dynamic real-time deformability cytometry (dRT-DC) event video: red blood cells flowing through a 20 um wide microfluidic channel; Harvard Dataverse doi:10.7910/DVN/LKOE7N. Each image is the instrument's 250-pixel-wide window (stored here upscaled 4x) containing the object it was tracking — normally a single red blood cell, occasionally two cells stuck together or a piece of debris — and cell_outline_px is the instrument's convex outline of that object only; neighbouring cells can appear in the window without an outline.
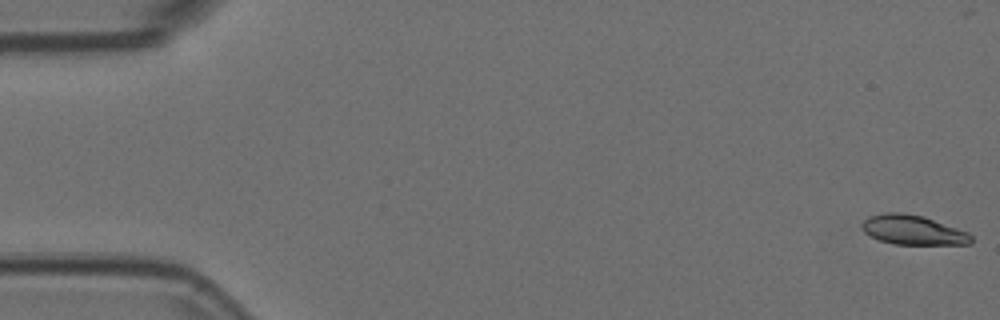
{"species": "Egyptian fruit bat (a non-hibernating species)", "species_latin": "Rousettus aegyptiacus", "temperature_condition": "room temperature", "stored_images_in_passage": 11, "camera_frame_rate_fps": 3000, "um_per_image_px": 0.085, "animal": {"sex": "female"}, "frame": {"image": 1, "passage_image": 1, "time_ms": 0.0, "image_size_px": [1000, 320], "cell_outline_px": [[972, 244], [896, 244], [880, 240], [864, 232], [860, 228], [860, 224], [868, 216], [884, 212], [904, 212], [924, 216], [968, 232], [972, 236]], "centroid_in_image_um": [77.58, 19.53], "position_along_channel_um": 7.4, "area_um2": 18.9}}